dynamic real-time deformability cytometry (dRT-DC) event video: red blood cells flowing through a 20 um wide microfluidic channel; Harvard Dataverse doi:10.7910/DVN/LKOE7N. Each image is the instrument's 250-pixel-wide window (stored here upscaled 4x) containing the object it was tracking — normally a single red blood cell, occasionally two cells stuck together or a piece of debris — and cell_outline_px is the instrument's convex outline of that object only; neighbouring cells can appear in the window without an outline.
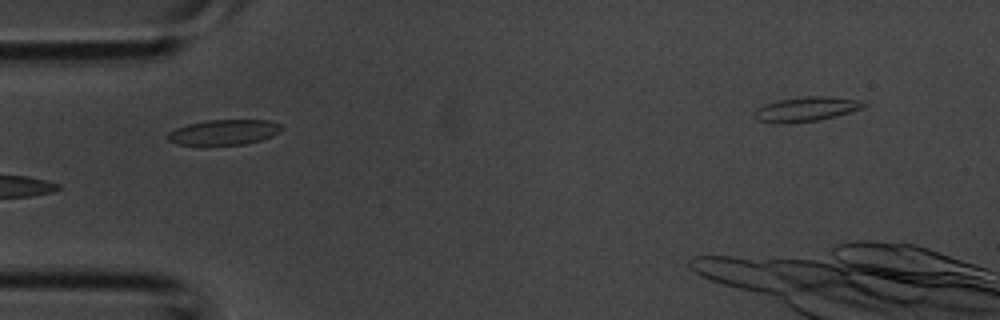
{"species": "common noctule bat (a hibernating species)", "species_latin": "Nyctalus noctula", "temperature_condition": "room temperature", "stored_images_in_passage": 3, "camera_frame_rate_fps": 3000, "um_per_image_px": 0.085, "animal": {"sex": "male", "body_mass_g": 20.1, "forearm_length_mm": 53.5}, "frame": {"image": 1, "passage_image": 2, "time_ms": 0.333, "image_size_px": [1000, 320], "cell_outline_px": [[280, 132], [272, 136], [260, 140], [244, 144], [204, 148], [176, 144], [168, 140], [168, 132], [176, 128], [188, 124], [204, 120], [268, 120], [280, 124]], "centroid_in_image_um": [18.95, 11.29], "position_along_channel_um": 66.1, "area_um2": 17.46}}
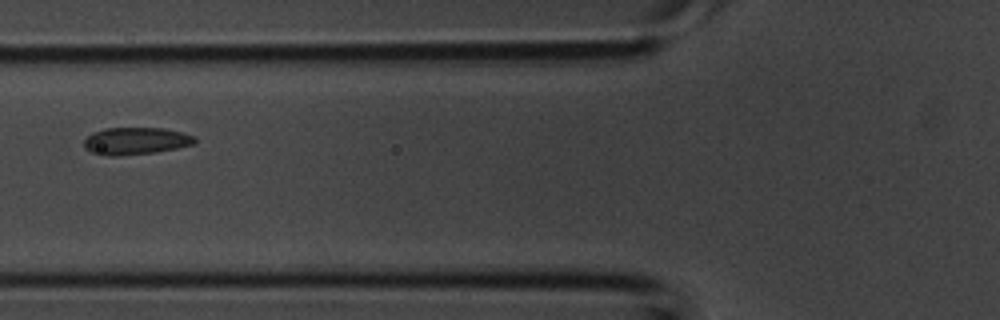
{"frame": {"image": 2, "passage_image": 3, "time_ms": 0.667, "image_size_px": [1000, 320], "cell_outline_px": [[196, 140], [192, 144], [176, 148], [156, 152], [116, 156], [108, 156], [92, 152], [84, 148], [84, 140], [92, 132], [104, 128], [164, 128], [196, 136]], "centroid_in_image_um": [11.51, 11.98], "position_along_channel_um": 114.3, "area_um2": 17.51}}